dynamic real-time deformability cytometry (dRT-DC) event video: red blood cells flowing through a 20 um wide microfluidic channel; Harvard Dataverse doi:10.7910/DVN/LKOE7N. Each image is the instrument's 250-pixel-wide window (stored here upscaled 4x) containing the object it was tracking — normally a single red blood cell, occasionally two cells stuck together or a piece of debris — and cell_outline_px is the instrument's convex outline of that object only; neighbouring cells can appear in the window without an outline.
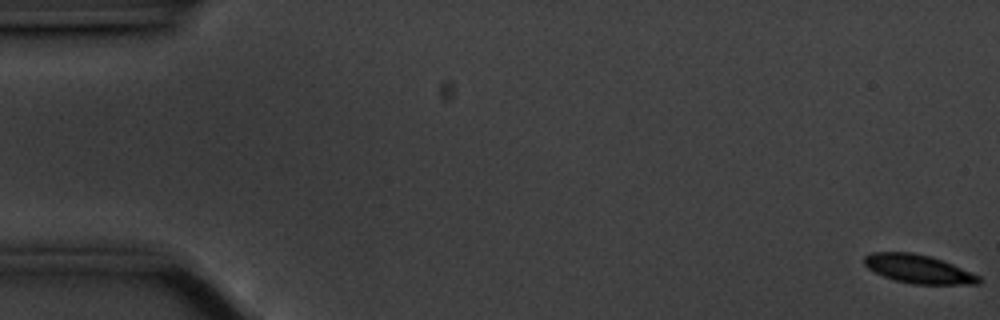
{"species": "common noctule bat (a hibernating species)", "species_latin": "Nyctalus noctula", "temperature_condition": "cold", "stored_images_in_passage": 17, "camera_frame_rate_fps": 3000, "um_per_image_px": 0.085, "animal": {"sex": "male", "body_mass_g": 20.1, "forearm_length_mm": 53.5}, "frame": {"image": 1, "passage_image": 1, "time_ms": 0.0, "image_size_px": [1000, 320], "cell_outline_px": [[980, 284], [912, 284], [896, 280], [884, 276], [868, 268], [864, 264], [864, 256], [872, 252], [912, 252], [928, 256], [952, 264], [980, 276]], "centroid_in_image_um": [78.05, 22.86], "position_along_channel_um": 7.0, "area_um2": 18.79}}